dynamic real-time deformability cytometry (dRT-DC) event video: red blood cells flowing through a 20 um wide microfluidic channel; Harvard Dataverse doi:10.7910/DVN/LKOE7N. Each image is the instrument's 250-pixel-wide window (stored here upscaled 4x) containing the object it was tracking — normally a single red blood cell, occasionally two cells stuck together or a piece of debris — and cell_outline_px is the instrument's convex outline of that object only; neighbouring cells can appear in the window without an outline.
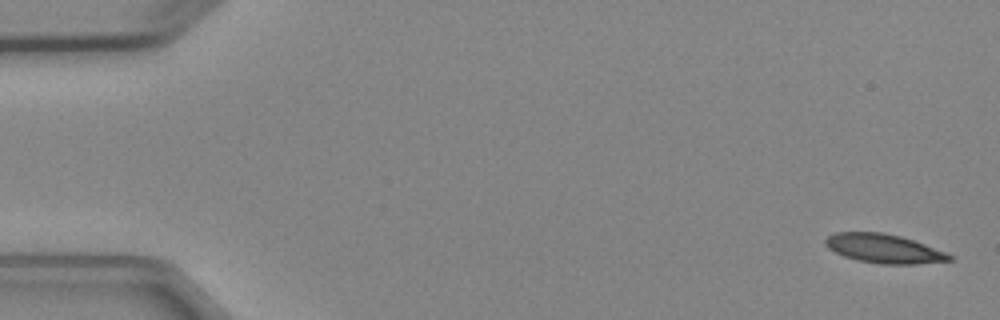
{"species": "Egyptian fruit bat (a non-hibernating species)", "species_latin": "Rousettus aegyptiacus", "temperature_condition": "cold", "stored_images_in_passage": 9, "camera_frame_rate_fps": 3000, "um_per_image_px": 0.085, "animal": {"sex": "female"}, "frame": {"image": 1, "passage_image": 1, "time_ms": 0.0, "image_size_px": [1000, 320], "cell_outline_px": [[956, 260], [916, 264], [880, 264], [860, 260], [844, 256], [828, 248], [824, 244], [824, 240], [828, 236], [836, 232], [884, 232], [900, 236], [924, 244], [956, 256]], "centroid_in_image_um": [75.17, 21.13], "position_along_channel_um": 9.8, "area_um2": 20.98}}
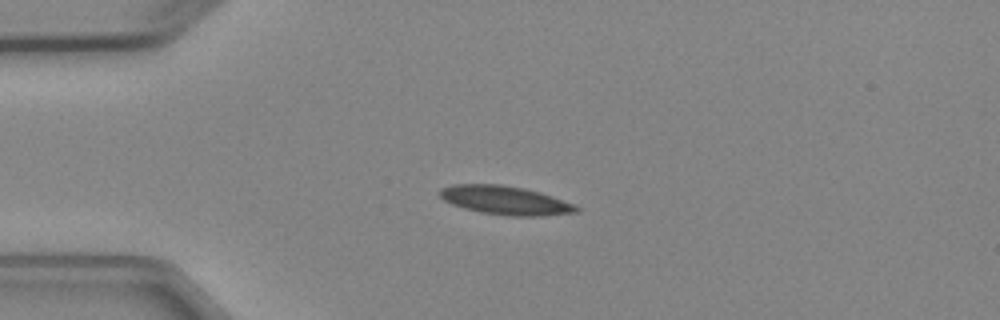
{"frame": {"image": 2, "passage_image": 4, "time_ms": 3.667, "image_size_px": [1000, 320], "cell_outline_px": [[580, 212], [540, 216], [508, 216], [480, 212], [464, 208], [452, 204], [444, 200], [436, 192], [440, 188], [452, 184], [500, 184], [524, 188], [540, 192], [576, 204], [580, 208]], "centroid_in_image_um": [42.95, 17.02], "position_along_channel_um": 42.0, "area_um2": 23.12}}
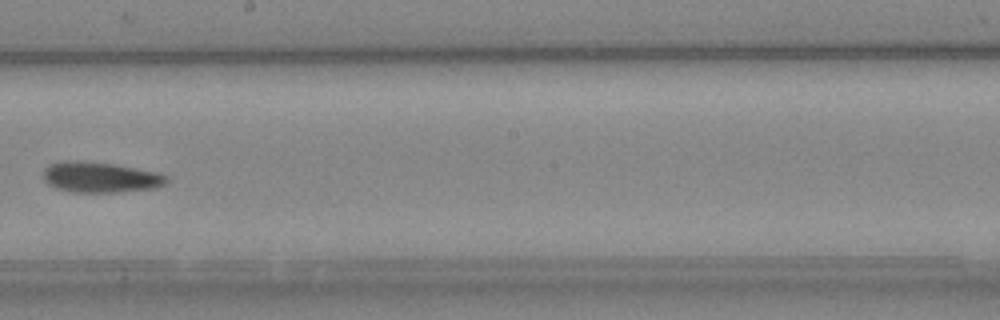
{"frame": {"image": 3, "passage_image": 9, "time_ms": 9.333, "image_size_px": [1000, 320], "cell_outline_px": [[168, 184], [160, 188], [120, 192], [72, 192], [56, 188], [48, 184], [44, 180], [44, 168], [48, 164], [64, 160], [84, 160], [116, 164], [160, 172], [168, 176]], "centroid_in_image_um": [8.59, 15.06], "position_along_channel_um": 239.6, "area_um2": 22.66}}